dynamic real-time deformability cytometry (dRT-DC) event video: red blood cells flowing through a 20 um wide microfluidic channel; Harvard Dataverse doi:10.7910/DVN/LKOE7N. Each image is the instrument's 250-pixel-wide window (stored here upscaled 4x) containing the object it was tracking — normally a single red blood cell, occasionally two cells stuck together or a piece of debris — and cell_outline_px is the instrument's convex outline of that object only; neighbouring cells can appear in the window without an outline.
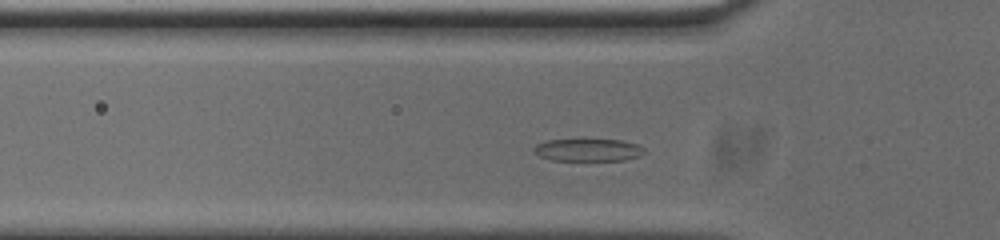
{"species": "common noctule bat (a hibernating species)", "species_latin": "Nyctalus noctula", "temperature_condition": "cold", "stored_images_in_passage": 45, "camera_frame_rate_fps": 3000, "um_per_image_px": 0.085, "animal": {"sex": "male", "body_mass_g": 20.0, "forearm_length_mm": 53.3}, "frame": {"image": 1, "passage_image": 8, "time_ms": 2.333, "image_size_px": [1000, 240], "cell_outline_px": [[644, 152], [640, 156], [624, 160], [548, 160], [532, 152], [532, 148], [536, 144], [548, 140], [584, 136], [620, 140], [636, 144], [644, 148]], "centroid_in_image_um": [49.92, 12.69], "position_along_channel_um": 75.9, "area_um2": 15.43}}
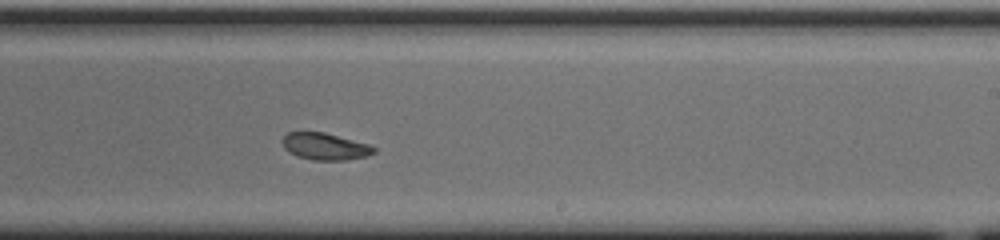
{"frame": {"image": 2, "passage_image": 23, "time_ms": 7.333, "image_size_px": [1000, 240], "cell_outline_px": [[376, 152], [368, 156], [344, 160], [312, 160], [296, 156], [284, 148], [280, 140], [288, 132], [324, 132], [368, 144], [376, 148]], "centroid_in_image_um": [27.61, 12.45], "position_along_channel_um": 261.4, "area_um2": 14.39}}
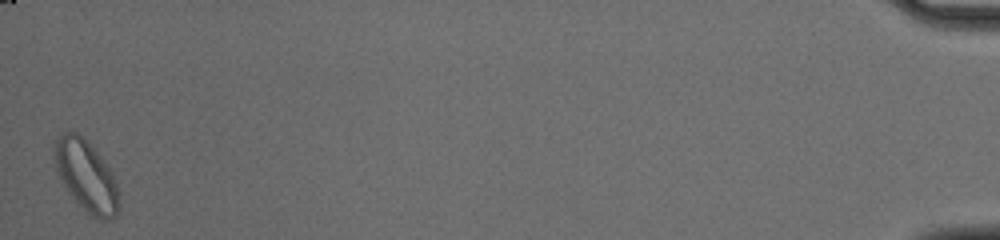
{"frame": {"image": 3, "passage_image": 45, "time_ms": 14.667, "image_size_px": [1000, 240], "cell_outline_px": [[120, 204], [116, 216], [112, 220], [104, 220], [92, 216], [68, 192], [56, 168], [52, 148], [56, 140], [64, 132], [72, 128], [100, 156], [112, 172], [116, 180]], "centroid_in_image_um": [7.34, 14.95], "position_along_channel_um": 427.9, "area_um2": 26.41}, "authors_computed_cell_mechanics": {"area_um2": 15.4326, "velocity_mm_per_s": 3.7109, "shape_relaxation_time_tau1_ms": 4.5321, "shape_relaxation_time_tau2_ms": 6.4269, "deformation_change_tau1": 0.1311, "deformation_change_tau2": 0.0775}}